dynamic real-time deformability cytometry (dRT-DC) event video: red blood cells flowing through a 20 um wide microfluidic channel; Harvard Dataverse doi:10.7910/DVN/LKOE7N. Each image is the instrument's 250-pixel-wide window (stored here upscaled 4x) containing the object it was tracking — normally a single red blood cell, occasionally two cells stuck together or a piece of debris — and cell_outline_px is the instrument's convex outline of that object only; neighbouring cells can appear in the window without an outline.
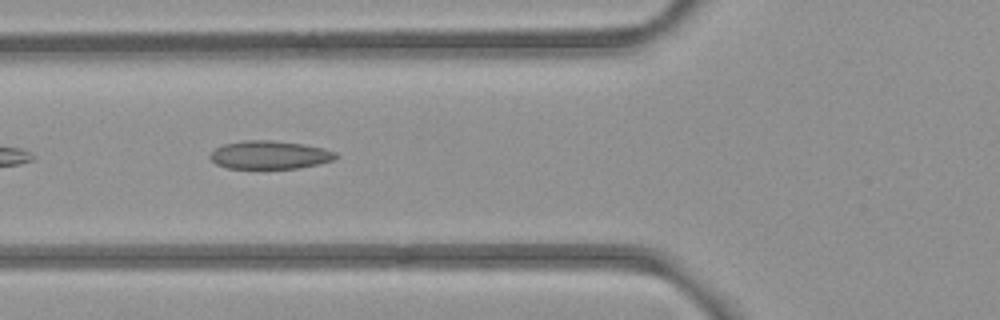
{"species": "common noctule bat (a hibernating species)", "species_latin": "Nyctalus noctula", "temperature_condition": "room temperature", "stored_images_in_passage": 24, "camera_frame_rate_fps": 3000, "um_per_image_px": 0.085, "animal": {"sex": "female", "body_mass_g": 21.9}, "frame": {"image": 1, "passage_image": 5, "time_ms": 1.333, "image_size_px": [1000, 320], "cell_outline_px": [[340, 156], [332, 160], [300, 168], [228, 168], [216, 164], [208, 156], [216, 148], [224, 144], [244, 140], [272, 140], [304, 144], [324, 148], [336, 152]], "centroid_in_image_um": [22.94, 13.16], "position_along_channel_um": 102.9, "area_um2": 20.63}}
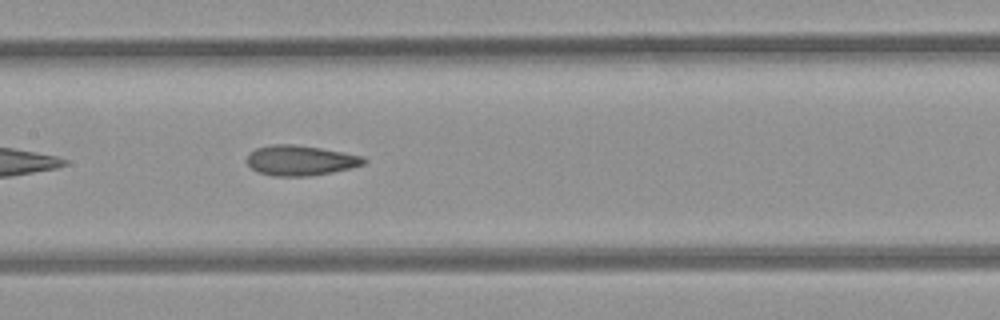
{"frame": {"image": 2, "passage_image": 11, "time_ms": 3.333, "image_size_px": [1000, 320], "cell_outline_px": [[368, 160], [364, 164], [332, 172], [308, 176], [272, 176], [260, 172], [252, 168], [248, 164], [248, 156], [256, 148], [272, 144], [296, 144], [344, 152], [364, 156]], "centroid_in_image_um": [25.57, 13.63], "position_along_channel_um": 181.8, "area_um2": 20.4}}
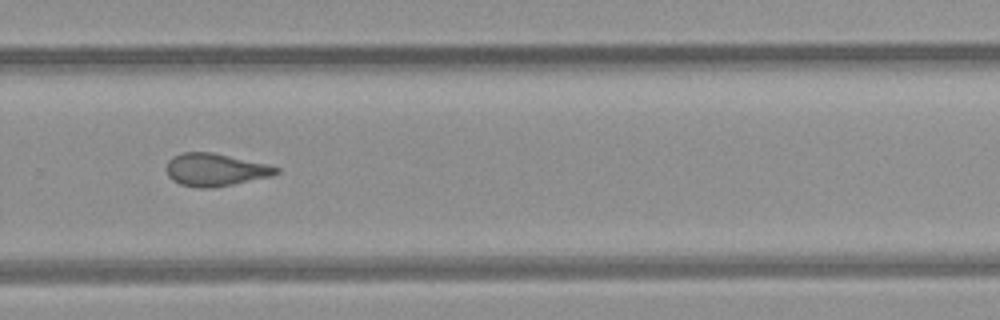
{"frame": {"image": 3, "passage_image": 21, "time_ms": 6.667, "image_size_px": [1000, 320], "cell_outline_px": [[280, 172], [272, 176], [212, 188], [200, 188], [180, 184], [172, 180], [168, 176], [168, 160], [172, 156], [184, 152], [212, 152], [268, 164], [280, 168]], "centroid_in_image_um": [18.32, 14.42], "position_along_channel_um": 311.5, "area_um2": 20.81}}